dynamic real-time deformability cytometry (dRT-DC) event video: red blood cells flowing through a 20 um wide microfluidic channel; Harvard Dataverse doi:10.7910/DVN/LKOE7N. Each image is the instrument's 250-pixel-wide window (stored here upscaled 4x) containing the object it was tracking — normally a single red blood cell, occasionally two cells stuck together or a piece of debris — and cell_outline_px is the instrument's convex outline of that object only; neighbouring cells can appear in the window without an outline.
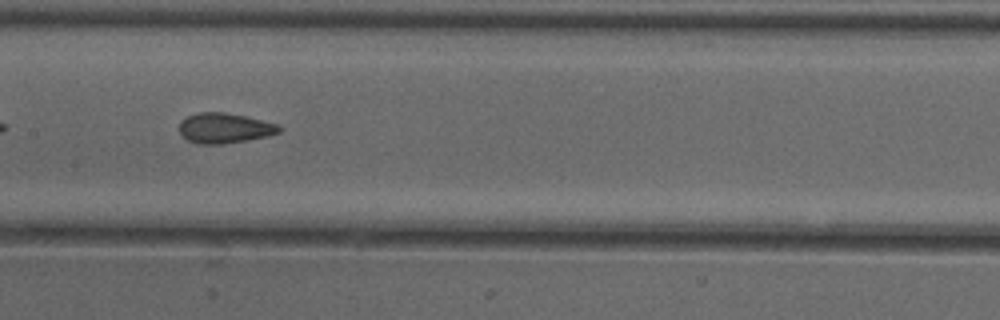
{"species": "common noctule bat (a hibernating species)", "species_latin": "Nyctalus noctula", "temperature_condition": "cold", "stored_images_in_passage": 37, "camera_frame_rate_fps": 3000, "um_per_image_px": 0.085, "animal": {"sex": "female"}, "frame": {"image": 1, "passage_image": 11, "time_ms": 3.333, "image_size_px": [1000, 320], "cell_outline_px": [[280, 132], [268, 136], [220, 144], [200, 144], [188, 140], [180, 132], [180, 120], [188, 116], [200, 112], [224, 112], [244, 116], [276, 124], [280, 128]], "centroid_in_image_um": [19.05, 10.88], "position_along_channel_um": 188.3, "area_um2": 17.17}, "authors_computed_cell_mechanics": {"area_um2": 17.1666, "velocity_mm_per_s": 3.9418, "shape_relaxation_time_tau1_ms": 7.3944, "shape_relaxation_time_tau2_ms": 1.5615, "deformation_change_tau1": 0.1229, "deformation_change_tau2": 0.0722}}